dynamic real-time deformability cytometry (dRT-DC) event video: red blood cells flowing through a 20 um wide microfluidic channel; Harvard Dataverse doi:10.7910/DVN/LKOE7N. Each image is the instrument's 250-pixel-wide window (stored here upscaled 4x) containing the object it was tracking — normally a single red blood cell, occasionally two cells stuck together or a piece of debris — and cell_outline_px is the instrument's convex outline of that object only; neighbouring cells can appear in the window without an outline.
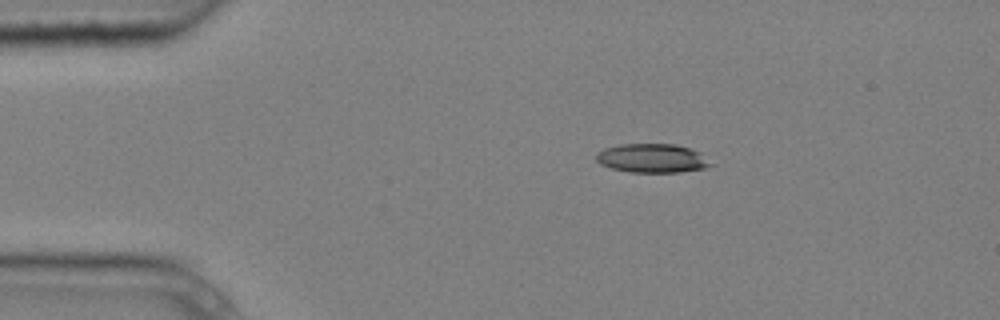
{"species": "common noctule bat (a hibernating species)", "species_latin": "Nyctalus noctula", "temperature_condition": "cold", "stored_images_in_passage": 8, "camera_frame_rate_fps": 3000, "um_per_image_px": 0.085, "animal": {"sex": "male", "body_mass_g": 20.4}, "frame": {"image": 1, "passage_image": 1, "time_ms": 0.0, "image_size_px": [1000, 320], "cell_outline_px": [[716, 164], [708, 168], [680, 172], [628, 172], [612, 168], [600, 164], [596, 160], [596, 152], [604, 148], [620, 144], [676, 144], [700, 152]], "centroid_in_image_um": [55.48, 13.45], "position_along_channel_um": 29.5, "area_um2": 19.59}}
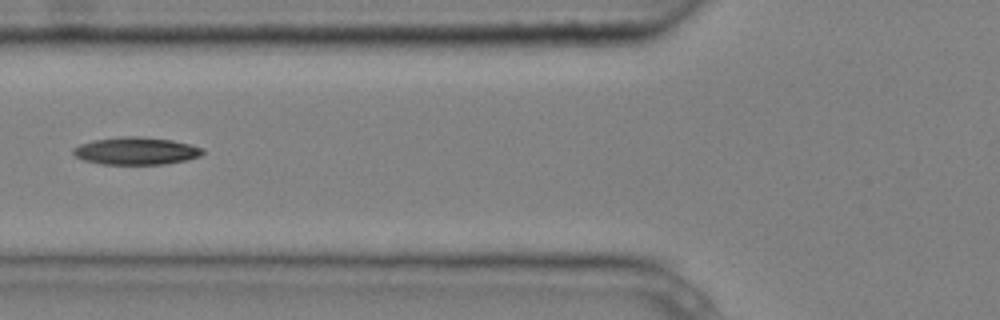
{"frame": {"image": 2, "passage_image": 4, "time_ms": 1.0, "image_size_px": [1000, 320], "cell_outline_px": [[204, 152], [200, 156], [184, 160], [164, 164], [100, 164], [84, 160], [76, 156], [72, 152], [72, 148], [80, 144], [92, 140], [124, 136], [140, 136], [172, 140], [204, 148]], "centroid_in_image_um": [11.54, 12.82], "position_along_channel_um": 114.3, "area_um2": 20.69}}
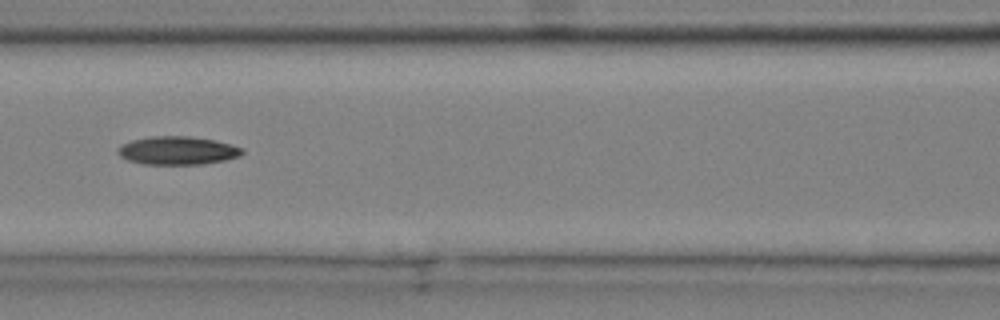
{"frame": {"image": 3, "passage_image": 5, "time_ms": 1.333, "image_size_px": [1000, 320], "cell_outline_px": [[244, 152], [240, 156], [224, 160], [204, 164], [144, 164], [128, 160], [120, 156], [116, 152], [120, 144], [132, 140], [148, 136], [188, 136], [216, 140], [232, 144], [244, 148]], "centroid_in_image_um": [15.1, 12.79], "position_along_channel_um": 151.5, "area_um2": 20.69}}